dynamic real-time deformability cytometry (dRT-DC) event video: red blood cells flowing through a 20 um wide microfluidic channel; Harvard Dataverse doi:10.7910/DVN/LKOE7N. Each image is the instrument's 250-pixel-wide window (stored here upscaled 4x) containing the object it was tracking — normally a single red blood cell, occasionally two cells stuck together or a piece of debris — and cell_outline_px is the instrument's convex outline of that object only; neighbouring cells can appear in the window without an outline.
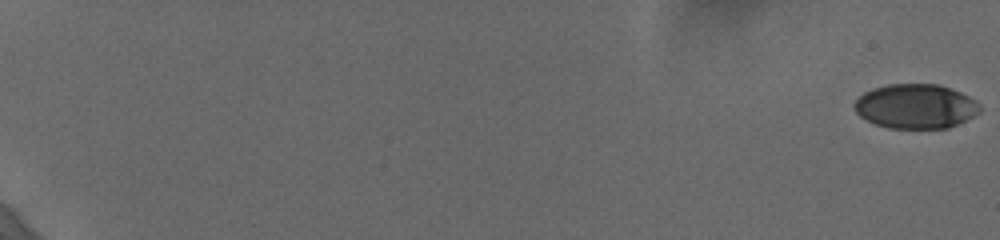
{"species": "human", "species_latin": "Homo sapiens", "temperature_condition": "cold", "stored_images_in_passage": 55, "camera_frame_rate_fps": 3000, "um_per_image_px": 0.085, "donor": {"sex": "female"}, "frame": {"image": 1, "passage_image": 1, "time_ms": 0.0, "image_size_px": [1000, 240], "cell_outline_px": [[980, 112], [948, 128], [888, 128], [876, 124], [860, 116], [856, 112], [856, 100], [864, 92], [872, 88], [888, 84], [940, 84], [960, 92], [976, 100], [980, 104]], "centroid_in_image_um": [77.84, 9.02], "position_along_channel_um": 7.2, "area_um2": 32.31}}
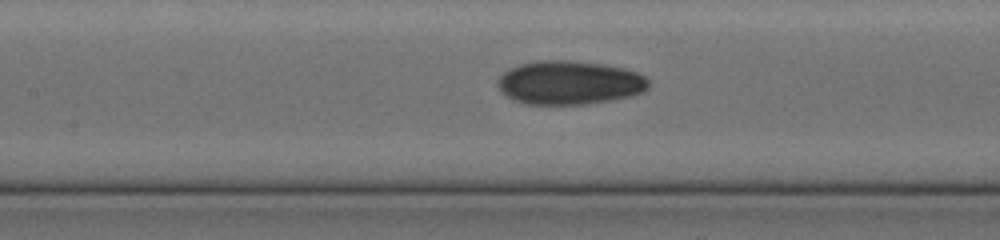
{"frame": {"image": 2, "passage_image": 33, "time_ms": 10.667, "image_size_px": [1000, 240], "cell_outline_px": [[648, 88], [644, 92], [632, 96], [584, 104], [528, 104], [512, 100], [496, 84], [496, 80], [504, 72], [520, 64], [536, 60], [564, 60], [604, 64], [624, 68], [636, 72], [644, 76], [648, 80]], "centroid_in_image_um": [48.4, 7.02], "position_along_channel_um": 159.0, "area_um2": 38.32}}
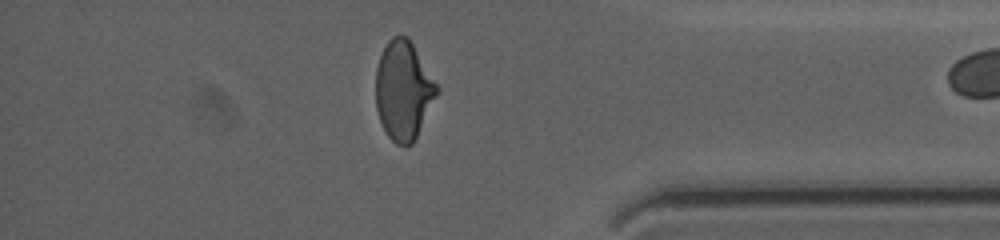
{"frame": {"image": 3, "passage_image": 54, "time_ms": 17.667, "image_size_px": [1000, 240], "cell_outline_px": [[440, 88], [412, 144], [404, 148], [396, 144], [388, 136], [380, 120], [376, 108], [376, 68], [380, 56], [388, 40], [392, 36], [408, 36]], "centroid_in_image_um": [34.28, 7.68], "position_along_channel_um": 400.9, "area_um2": 34.97}}